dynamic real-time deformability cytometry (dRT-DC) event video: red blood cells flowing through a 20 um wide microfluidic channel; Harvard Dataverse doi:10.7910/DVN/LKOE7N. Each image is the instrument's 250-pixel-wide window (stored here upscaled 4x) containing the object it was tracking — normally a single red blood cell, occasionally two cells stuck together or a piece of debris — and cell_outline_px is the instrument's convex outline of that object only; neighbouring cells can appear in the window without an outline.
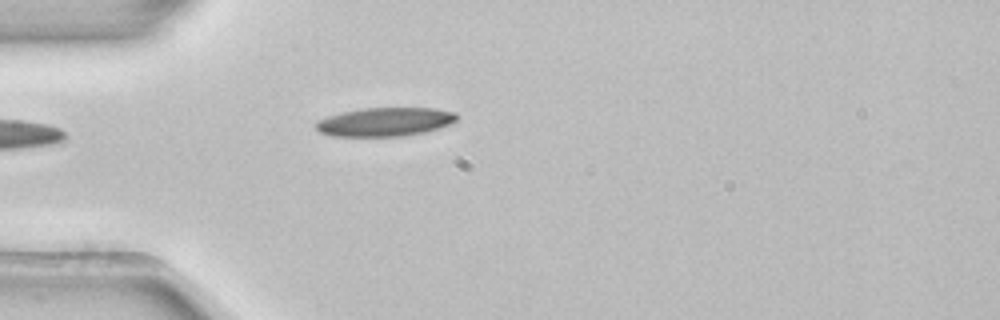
{"species": "common noctule bat (a hibernating species)", "species_latin": "Nyctalus noctula", "temperature_condition": "room temperature", "stored_images_in_passage": 4, "camera_frame_rate_fps": 3000, "um_per_image_px": 0.085, "animal": {"sex": "female", "body_mass_g": 22.7, "forearm_length_mm": 54.2}, "frame": {"image": 1, "passage_image": 4, "time_ms": 1.0, "image_size_px": [1000, 320], "cell_outline_px": [[456, 120], [448, 124], [424, 132], [404, 136], [332, 136], [320, 132], [316, 128], [316, 120], [328, 116], [360, 108], [436, 108], [456, 112]], "centroid_in_image_um": [32.7, 10.35], "position_along_channel_um": 52.3, "area_um2": 23.41}}